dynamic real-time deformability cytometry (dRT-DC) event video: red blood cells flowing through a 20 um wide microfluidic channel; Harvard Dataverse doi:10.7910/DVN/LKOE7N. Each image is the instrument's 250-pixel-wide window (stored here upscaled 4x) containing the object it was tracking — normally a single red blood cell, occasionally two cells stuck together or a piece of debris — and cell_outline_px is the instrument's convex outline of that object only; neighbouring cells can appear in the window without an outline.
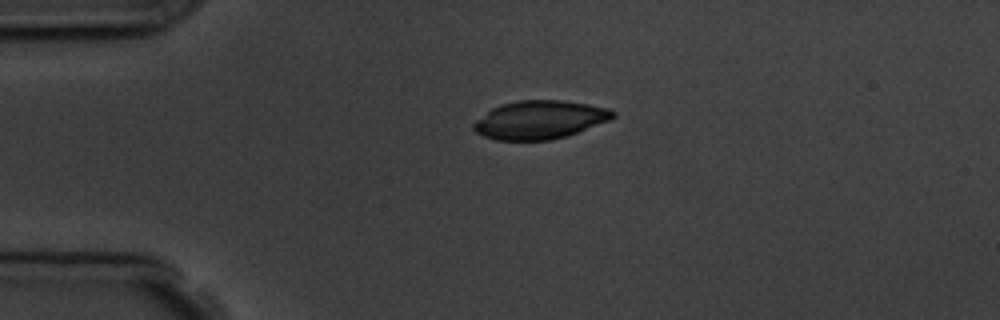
{"species": "common noctule bat (a hibernating species)", "species_latin": "Nyctalus noctula", "temperature_condition": "room temperature", "stored_images_in_passage": 3, "camera_frame_rate_fps": 3000, "um_per_image_px": 0.085, "animal": {"sex": "male", "body_mass_g": 19.5, "forearm_length_mm": 54.6}, "frame": {"image": 1, "passage_image": 1, "time_ms": 0.0, "image_size_px": [1000, 320], "cell_outline_px": [[616, 116], [612, 120], [552, 140], [496, 140], [484, 136], [476, 132], [472, 128], [472, 124], [476, 120], [492, 108], [500, 104], [520, 100], [560, 100], [588, 104], [608, 108], [616, 112]], "centroid_in_image_um": [45.88, 10.18], "position_along_channel_um": 39.1, "area_um2": 31.1}}